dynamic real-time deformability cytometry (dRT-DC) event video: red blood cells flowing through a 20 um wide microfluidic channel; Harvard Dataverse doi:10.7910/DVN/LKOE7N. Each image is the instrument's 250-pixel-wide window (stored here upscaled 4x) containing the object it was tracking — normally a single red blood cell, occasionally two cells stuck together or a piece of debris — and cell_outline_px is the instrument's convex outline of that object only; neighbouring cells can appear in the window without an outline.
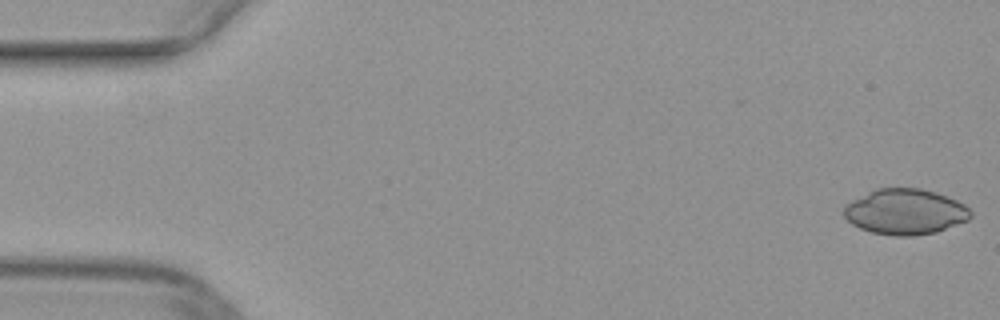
{"species": "common noctule bat (a hibernating species)", "species_latin": "Nyctalus noctula", "temperature_condition": "warm", "stored_images_in_passage": 50, "camera_frame_rate_fps": 3000, "um_per_image_px": 0.085, "animal": {"sex": "female", "body_mass_g": 29.2, "forearm_length_mm": 56.3}, "frame": {"image": 1, "passage_image": 1, "time_ms": 0.0, "image_size_px": [1000, 320], "cell_outline_px": [[972, 216], [968, 220], [936, 232], [912, 236], [892, 236], [872, 232], [860, 228], [852, 224], [844, 216], [844, 204], [876, 188], [920, 188], [936, 192], [956, 200], [964, 204], [972, 212]], "centroid_in_image_um": [76.94, 18.0], "position_along_channel_um": 8.1, "area_um2": 33.7}}